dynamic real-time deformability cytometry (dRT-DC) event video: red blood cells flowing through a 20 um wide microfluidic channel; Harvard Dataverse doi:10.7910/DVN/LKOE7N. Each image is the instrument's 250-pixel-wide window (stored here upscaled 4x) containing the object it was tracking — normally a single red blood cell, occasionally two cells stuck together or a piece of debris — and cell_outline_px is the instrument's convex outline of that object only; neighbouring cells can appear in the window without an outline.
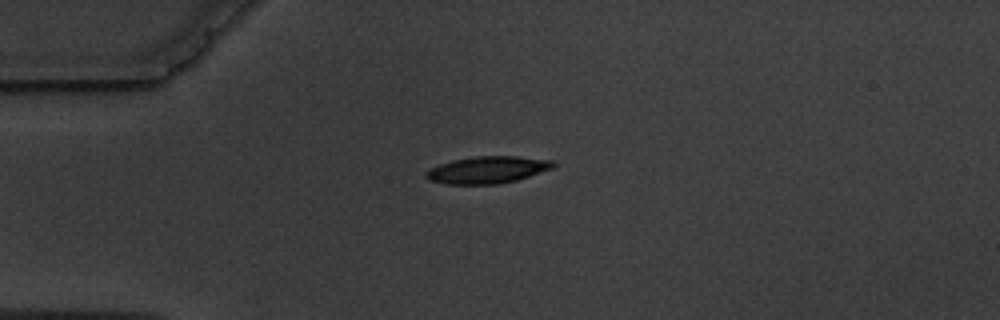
{"species": "common noctule bat (a hibernating species)", "species_latin": "Nyctalus noctula", "temperature_condition": "warm", "stored_images_in_passage": 8, "camera_frame_rate_fps": 3000, "um_per_image_px": 0.085, "animal": {"sex": "male", "body_mass_g": 19.5, "forearm_length_mm": 54.6}, "frame": {"image": 1, "passage_image": 1, "time_ms": 0.0, "image_size_px": [1000, 320], "cell_outline_px": [[556, 164], [552, 168], [516, 180], [496, 184], [444, 184], [428, 180], [424, 176], [424, 172], [440, 164], [452, 160], [476, 156], [516, 156], [556, 160]], "centroid_in_image_um": [41.42, 14.43], "position_along_channel_um": 43.6, "area_um2": 20.06}}
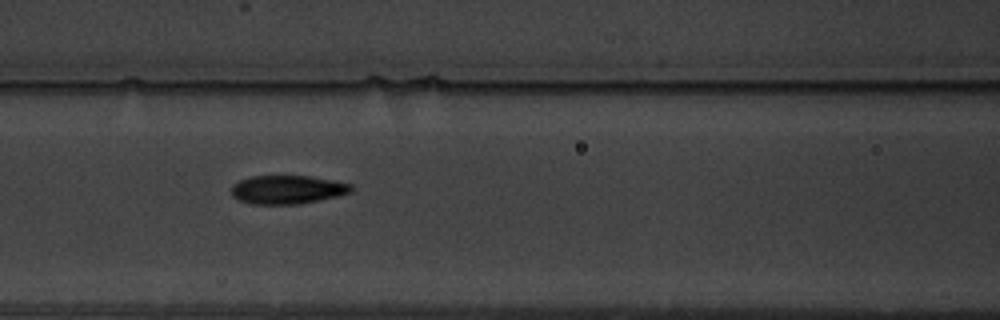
{"frame": {"image": 2, "passage_image": 4, "time_ms": 3.333, "image_size_px": [1000, 320], "cell_outline_px": [[352, 192], [336, 196], [300, 204], [248, 204], [236, 200], [232, 196], [232, 184], [240, 180], [252, 176], [308, 176], [332, 180], [352, 184]], "centroid_in_image_um": [24.38, 16.12], "position_along_channel_um": 142.2, "area_um2": 20.0}}
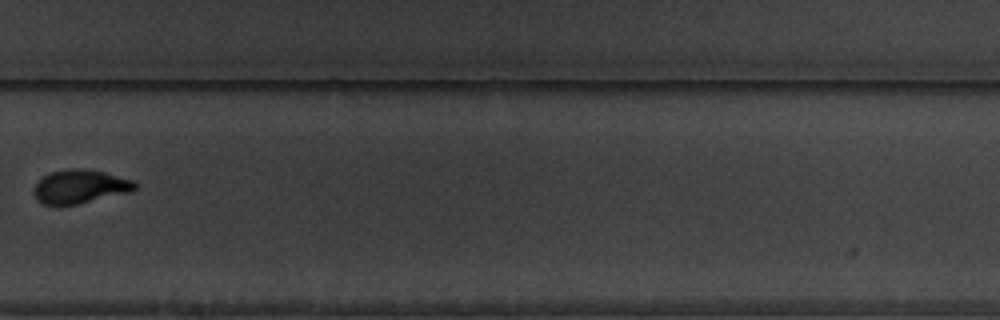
{"frame": {"image": 3, "passage_image": 8, "time_ms": 8.333, "image_size_px": [1000, 320], "cell_outline_px": [[140, 184], [132, 192], [76, 204], [56, 208], [44, 204], [36, 200], [32, 192], [36, 184], [44, 176], [52, 172], [68, 168], [80, 168], [104, 172], [132, 180]], "centroid_in_image_um": [6.78, 15.89], "position_along_channel_um": 323.0, "area_um2": 20.23}}